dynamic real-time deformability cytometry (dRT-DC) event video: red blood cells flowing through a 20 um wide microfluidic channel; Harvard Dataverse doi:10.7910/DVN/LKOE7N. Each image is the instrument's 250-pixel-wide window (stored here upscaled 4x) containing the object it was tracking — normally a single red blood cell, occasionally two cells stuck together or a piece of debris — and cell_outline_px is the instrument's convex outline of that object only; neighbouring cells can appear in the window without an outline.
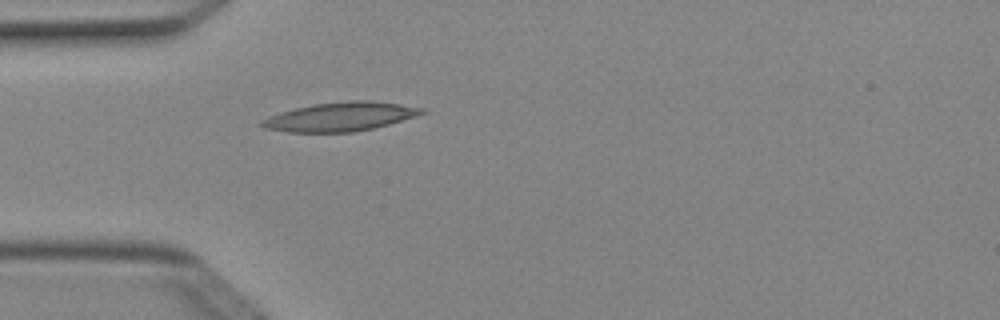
{"species": "Egyptian fruit bat (a non-hibernating species)", "species_latin": "Rousettus aegyptiacus", "temperature_condition": "cold", "stored_images_in_passage": 1, "camera_frame_rate_fps": 3000, "um_per_image_px": 0.085, "animal": {"sex": "female"}, "frame": {"image": 1, "passage_image": 1, "time_ms": 0.0, "image_size_px": [1000, 320], "cell_outline_px": [[428, 112], [416, 116], [388, 124], [372, 128], [352, 132], [288, 132], [264, 128], [260, 124], [260, 120], [268, 116], [280, 112], [296, 108], [316, 104], [348, 100], [372, 100], [400, 104], [424, 108]], "centroid_in_image_um": [28.93, 9.91], "position_along_channel_um": 56.1, "area_um2": 26.88}}